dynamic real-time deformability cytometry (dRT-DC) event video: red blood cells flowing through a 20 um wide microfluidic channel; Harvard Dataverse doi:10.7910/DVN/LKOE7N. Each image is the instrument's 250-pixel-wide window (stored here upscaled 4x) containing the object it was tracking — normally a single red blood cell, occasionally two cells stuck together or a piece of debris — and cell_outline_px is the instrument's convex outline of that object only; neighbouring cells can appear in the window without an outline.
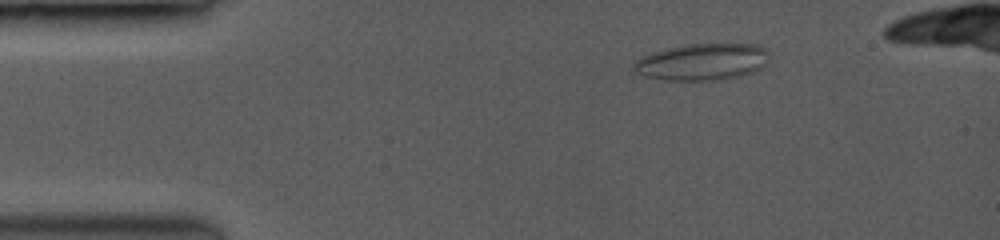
{"species": "common noctule bat (a hibernating species)", "species_latin": "Nyctalus noctula", "temperature_condition": "room temperature", "stored_images_in_passage": 4, "camera_frame_rate_fps": 3500, "um_per_image_px": 0.085, "animal": {"sex": "female", "body_mass_g": 19.0, "forearm_length_mm": 53.3}, "frame": {"image": 1, "passage_image": 1, "time_ms": 0.0, "image_size_px": [1000, 240], "cell_outline_px": [[764, 52], [756, 68], [748, 72], [732, 76], [704, 80], [672, 80], [648, 76], [636, 72], [636, 64], [644, 56], [656, 52], [672, 48], [696, 44], [748, 44], [764, 48]], "centroid_in_image_um": [59.58, 5.25], "position_along_channel_um": 25.4, "area_um2": 26.53}}